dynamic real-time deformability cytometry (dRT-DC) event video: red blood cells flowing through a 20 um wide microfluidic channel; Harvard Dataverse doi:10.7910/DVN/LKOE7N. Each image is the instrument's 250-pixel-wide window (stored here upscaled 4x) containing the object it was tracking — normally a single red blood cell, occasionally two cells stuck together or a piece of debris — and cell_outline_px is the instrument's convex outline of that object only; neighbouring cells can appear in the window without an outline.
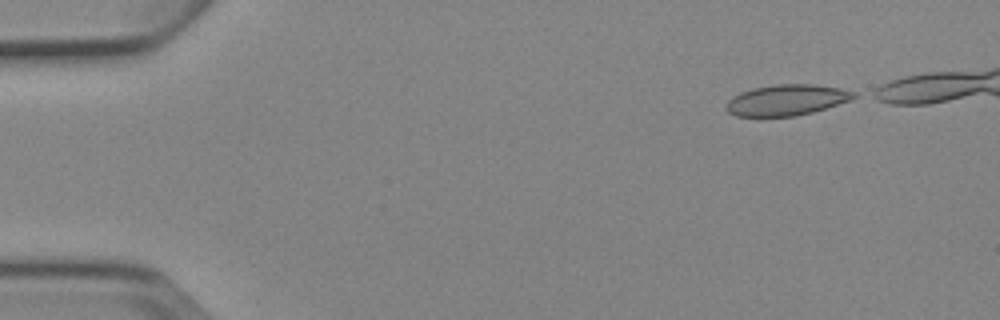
{"species": "Egyptian fruit bat (a non-hibernating species)", "species_latin": "Rousettus aegyptiacus", "temperature_condition": "cold", "stored_images_in_passage": 2, "camera_frame_rate_fps": 3000, "um_per_image_px": 0.085, "animal": {"sex": "female"}, "frame": {"image": 1, "passage_image": 2, "time_ms": 1.333, "image_size_px": [1000, 320], "cell_outline_px": [[860, 96], [852, 100], [812, 112], [796, 116], [736, 116], [728, 112], [724, 108], [724, 104], [732, 96], [740, 92], [752, 88], [776, 84], [816, 84], [840, 88], [856, 92]], "centroid_in_image_um": [66.87, 8.49], "position_along_channel_um": 18.1, "area_um2": 23.29}}